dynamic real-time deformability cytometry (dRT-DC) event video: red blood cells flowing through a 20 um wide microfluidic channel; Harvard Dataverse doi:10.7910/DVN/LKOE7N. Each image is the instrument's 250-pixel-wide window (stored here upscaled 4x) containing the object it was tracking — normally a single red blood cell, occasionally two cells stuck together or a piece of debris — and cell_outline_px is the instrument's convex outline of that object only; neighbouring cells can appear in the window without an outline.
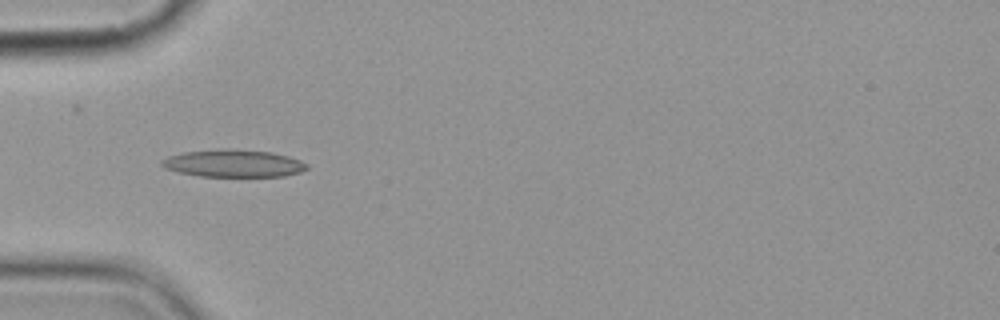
{"species": "common noctule bat (a hibernating species)", "species_latin": "Nyctalus noctula", "temperature_condition": "cold", "stored_images_in_passage": 6, "camera_frame_rate_fps": 3000, "um_per_image_px": 0.085, "animal": {"sex": "female", "body_mass_g": 19.9}, "frame": {"image": 1, "passage_image": 5, "time_ms": 5.667, "image_size_px": [1000, 320], "cell_outline_px": [[308, 168], [300, 172], [284, 176], [200, 176], [180, 172], [164, 168], [160, 164], [160, 160], [168, 156], [184, 152], [272, 152], [288, 156], [300, 160], [308, 164]], "centroid_in_image_um": [19.87, 13.94], "position_along_channel_um": 65.1, "area_um2": 21.91}}
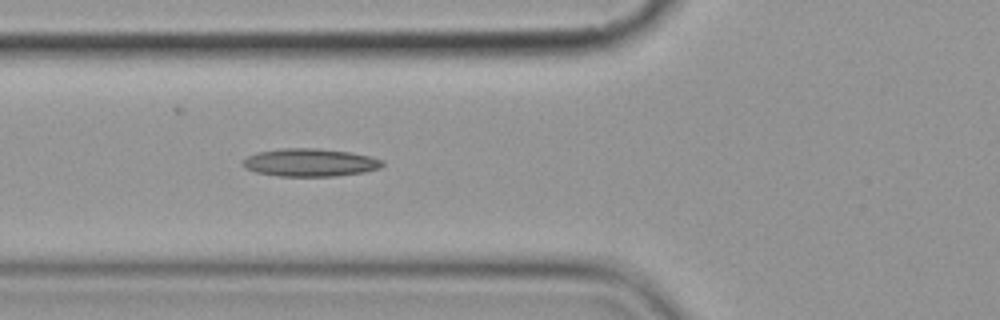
{"frame": {"image": 2, "passage_image": 6, "time_ms": 6.667, "image_size_px": [1000, 320], "cell_outline_px": [[384, 164], [380, 168], [364, 172], [336, 176], [276, 176], [256, 172], [244, 168], [244, 160], [248, 156], [256, 152], [284, 148], [316, 148], [348, 152], [368, 156], [384, 160]], "centroid_in_image_um": [26.35, 13.82], "position_along_channel_um": 99.4, "area_um2": 22.6}}